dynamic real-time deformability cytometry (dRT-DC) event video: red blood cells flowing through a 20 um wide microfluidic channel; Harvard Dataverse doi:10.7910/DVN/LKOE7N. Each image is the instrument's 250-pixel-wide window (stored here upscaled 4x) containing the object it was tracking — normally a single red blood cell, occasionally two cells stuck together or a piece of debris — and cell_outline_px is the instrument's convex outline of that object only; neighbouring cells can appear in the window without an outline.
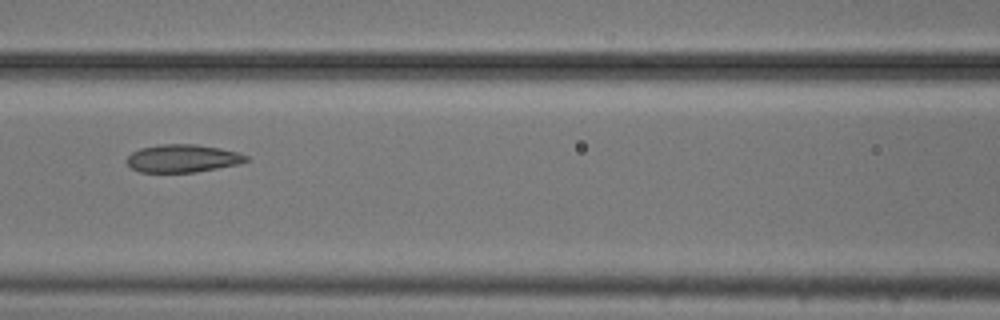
{"species": "common noctule bat (a hibernating species)", "species_latin": "Nyctalus noctula", "temperature_condition": "cold", "stored_images_in_passage": 7, "camera_frame_rate_fps": 3000, "um_per_image_px": 0.085, "animal": {"sex": "male", "body_mass_g": 20.5, "forearm_length_mm": 52.5}, "frame": {"image": 1, "passage_image": 5, "time_ms": 1.333, "image_size_px": [1000, 320], "cell_outline_px": [[248, 160], [240, 164], [196, 172], [140, 172], [132, 168], [124, 160], [132, 152], [140, 148], [160, 144], [196, 144], [220, 148], [240, 152], [248, 156]], "centroid_in_image_um": [15.54, 13.46], "position_along_channel_um": 151.1, "area_um2": 19.54}}
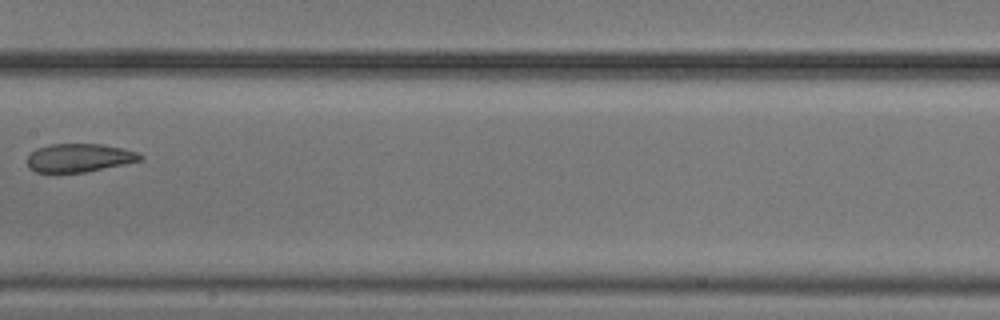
{"frame": {"image": 2, "passage_image": 6, "time_ms": 1.667, "image_size_px": [1000, 320], "cell_outline_px": [[144, 160], [84, 172], [36, 172], [28, 168], [28, 156], [36, 148], [52, 144], [100, 144], [140, 152], [144, 156]], "centroid_in_image_um": [6.76, 13.41], "position_along_channel_um": 200.6, "area_um2": 18.61}}
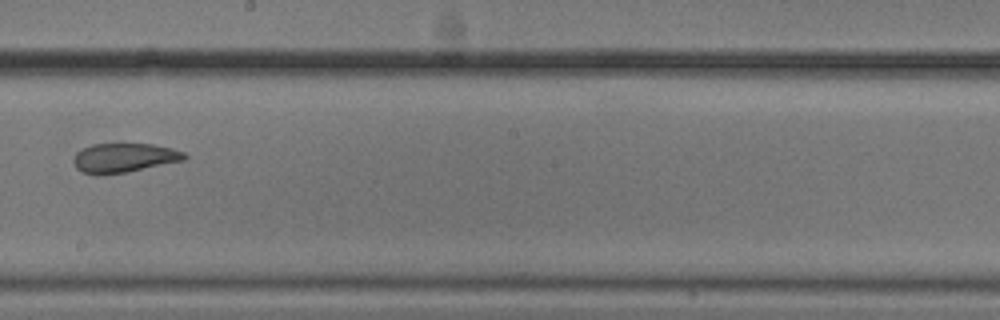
{"frame": {"image": 3, "passage_image": 7, "time_ms": 2.0, "image_size_px": [1000, 320], "cell_outline_px": [[188, 156], [184, 160], [128, 172], [84, 172], [76, 168], [72, 160], [76, 152], [92, 144], [152, 144], [172, 148], [184, 152]], "centroid_in_image_um": [10.59, 13.38], "position_along_channel_um": 237.6, "area_um2": 18.38}}